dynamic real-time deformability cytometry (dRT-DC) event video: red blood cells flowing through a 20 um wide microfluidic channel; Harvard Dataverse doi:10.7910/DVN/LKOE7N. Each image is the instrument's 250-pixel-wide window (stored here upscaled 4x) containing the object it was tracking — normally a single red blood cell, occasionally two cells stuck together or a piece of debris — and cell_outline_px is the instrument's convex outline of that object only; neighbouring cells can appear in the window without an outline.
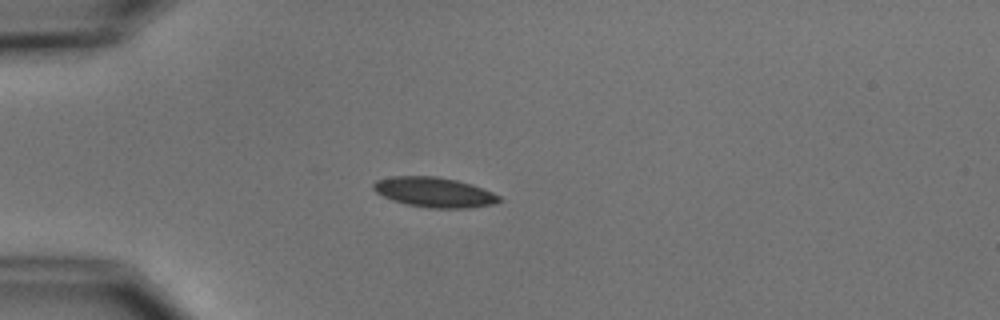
{"species": "common noctule bat (a hibernating species)", "species_latin": "Nyctalus noctula", "temperature_condition": "cold", "stored_images_in_passage": 4, "camera_frame_rate_fps": 3000, "um_per_image_px": 0.085, "animal": {"sex": "male", "body_mass_g": 15.6}, "frame": {"image": 1, "passage_image": 4, "time_ms": 3.667, "image_size_px": [1000, 320], "cell_outline_px": [[504, 200], [492, 204], [472, 208], [428, 208], [408, 204], [392, 200], [376, 192], [372, 188], [372, 184], [376, 180], [392, 176], [436, 176], [456, 180], [472, 184], [484, 188], [500, 196]], "centroid_in_image_um": [36.94, 16.34], "position_along_channel_um": 48.1, "area_um2": 22.08}}